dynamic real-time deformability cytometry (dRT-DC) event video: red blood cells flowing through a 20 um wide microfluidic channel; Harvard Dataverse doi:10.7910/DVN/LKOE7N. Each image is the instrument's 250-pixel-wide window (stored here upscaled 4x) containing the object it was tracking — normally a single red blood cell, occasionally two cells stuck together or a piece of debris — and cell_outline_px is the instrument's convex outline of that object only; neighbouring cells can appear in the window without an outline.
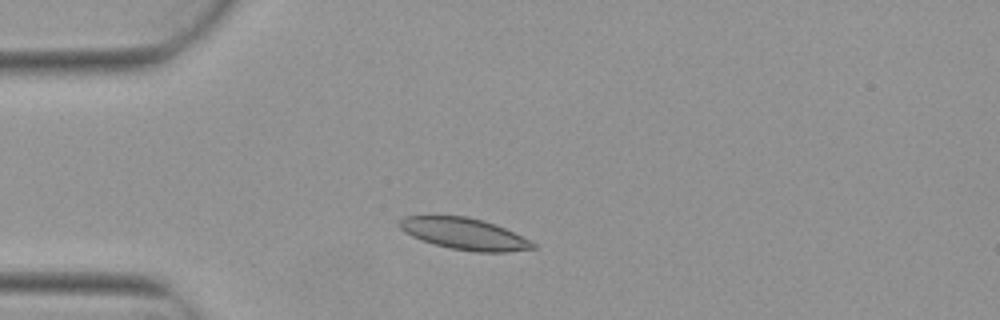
{"species": "Egyptian fruit bat (a non-hibernating species)", "species_latin": "Rousettus aegyptiacus", "temperature_condition": "warm", "stored_images_in_passage": 5, "camera_frame_rate_fps": 3000, "um_per_image_px": 0.085, "animal": {"sex": "female"}, "frame": {"image": 1, "passage_image": 3, "time_ms": 0.667, "image_size_px": [1000, 320], "cell_outline_px": [[536, 248], [508, 252], [476, 252], [448, 248], [432, 244], [420, 240], [404, 232], [396, 224], [404, 216], [464, 216], [496, 224], [536, 244]], "centroid_in_image_um": [39.42, 19.88], "position_along_channel_um": 45.6, "area_um2": 24.45}}
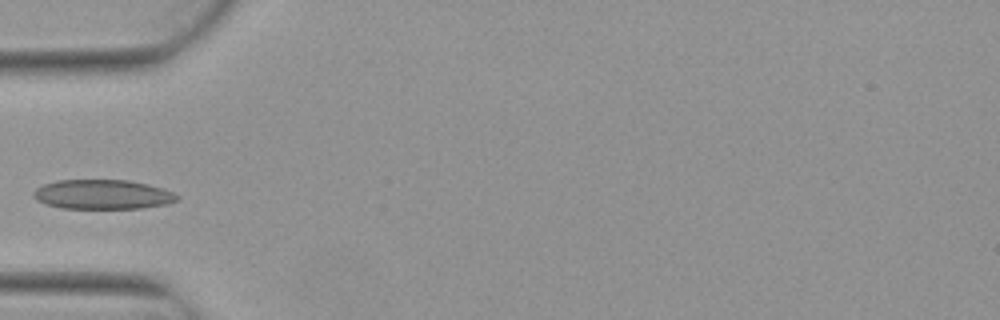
{"frame": {"image": 2, "passage_image": 4, "time_ms": 1.0, "image_size_px": [1000, 320], "cell_outline_px": [[180, 200], [168, 204], [140, 208], [60, 208], [36, 200], [32, 196], [32, 192], [36, 188], [44, 184], [56, 180], [128, 180], [148, 184], [172, 192], [180, 196]], "centroid_in_image_um": [8.72, 16.52], "position_along_channel_um": 76.3, "area_um2": 24.74}}
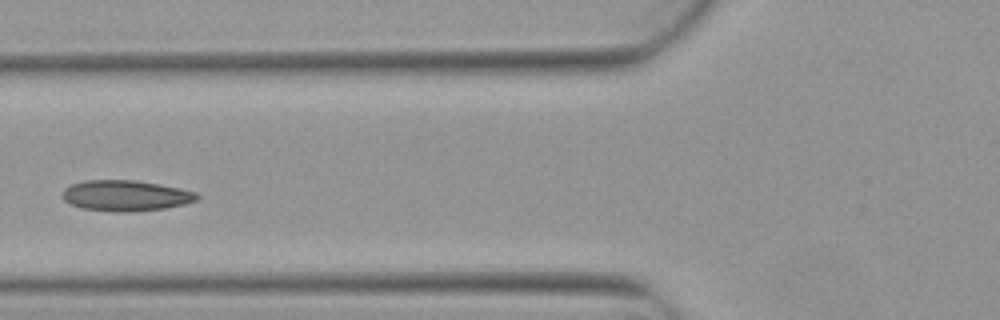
{"frame": {"image": 3, "passage_image": 5, "time_ms": 1.333, "image_size_px": [1000, 320], "cell_outline_px": [[200, 196], [196, 200], [184, 204], [164, 208], [132, 212], [116, 212], [84, 208], [72, 204], [64, 200], [60, 196], [64, 188], [72, 184], [84, 180], [136, 180], [160, 184], [180, 188], [196, 192]], "centroid_in_image_um": [10.68, 16.62], "position_along_channel_um": 115.1, "area_um2": 24.16}}